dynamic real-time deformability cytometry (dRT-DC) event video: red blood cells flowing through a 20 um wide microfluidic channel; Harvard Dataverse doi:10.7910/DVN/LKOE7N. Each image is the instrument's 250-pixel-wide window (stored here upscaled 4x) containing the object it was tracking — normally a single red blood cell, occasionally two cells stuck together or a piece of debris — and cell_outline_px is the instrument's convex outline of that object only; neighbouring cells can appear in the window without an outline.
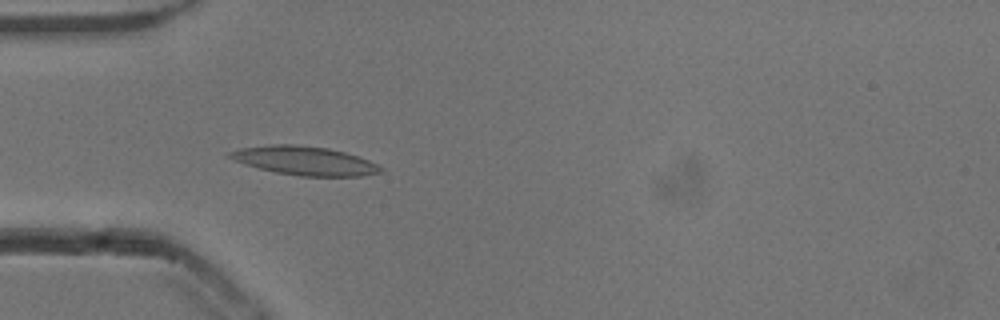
{"species": "common noctule bat (a hibernating species)", "species_latin": "Nyctalus noctula", "temperature_condition": "cold", "stored_images_in_passage": 6, "camera_frame_rate_fps": 3000, "um_per_image_px": 0.085, "animal": {"sex": "male", "body_mass_g": 13.3}, "frame": {"image": 1, "passage_image": 3, "time_ms": 0.667, "image_size_px": [1000, 320], "cell_outline_px": [[384, 172], [360, 176], [300, 176], [276, 172], [244, 164], [224, 156], [228, 152], [240, 148], [268, 144], [292, 144], [328, 148], [344, 152], [368, 160], [384, 168]], "centroid_in_image_um": [25.86, 13.66], "position_along_channel_um": 59.1, "area_um2": 25.32}}